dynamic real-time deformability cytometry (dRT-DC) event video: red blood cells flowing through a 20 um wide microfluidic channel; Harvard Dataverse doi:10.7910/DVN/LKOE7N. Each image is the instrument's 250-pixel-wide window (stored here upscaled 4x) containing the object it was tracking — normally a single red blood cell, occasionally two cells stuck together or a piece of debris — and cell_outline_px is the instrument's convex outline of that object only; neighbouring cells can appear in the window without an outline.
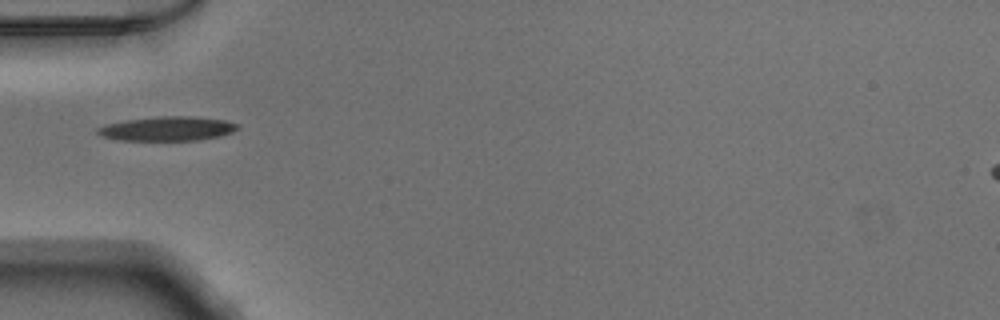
{"species": "Egyptian fruit bat (a non-hibernating species)", "species_latin": "Rousettus aegyptiacus", "temperature_condition": "warm", "stored_images_in_passage": 9, "camera_frame_rate_fps": 3000, "um_per_image_px": 0.085, "animal": {"sex": "male"}, "frame": {"image": 1, "passage_image": 1, "time_ms": 0.0, "image_size_px": [1000, 320], "cell_outline_px": [[240, 128], [232, 132], [220, 136], [200, 140], [116, 140], [100, 136], [96, 132], [96, 128], [108, 124], [128, 120], [160, 116], [188, 116], [224, 120], [240, 124]], "centroid_in_image_um": [14.24, 10.94], "position_along_channel_um": 70.8, "area_um2": 19.77}}
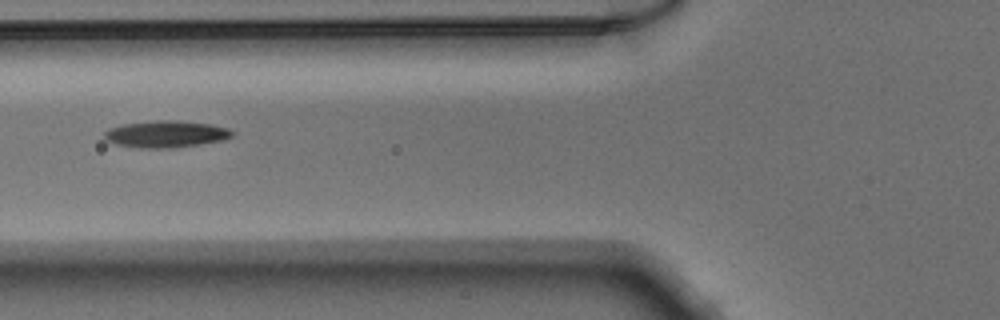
{"frame": {"image": 2, "passage_image": 4, "time_ms": 1.0, "image_size_px": [1000, 320], "cell_outline_px": [[236, 132], [232, 136], [224, 140], [176, 148], [140, 148], [116, 144], [108, 140], [104, 136], [104, 132], [108, 128], [124, 124], [156, 120], [176, 120], [212, 124], [228, 128]], "centroid_in_image_um": [14.15, 11.39], "position_along_channel_um": 111.7, "area_um2": 20.11}}
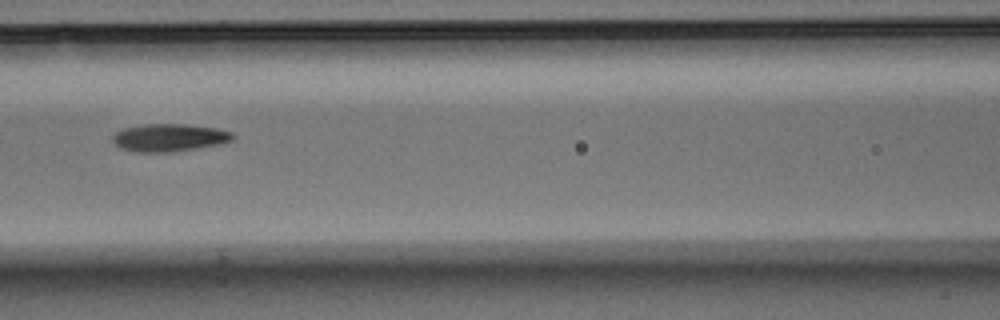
{"frame": {"image": 3, "passage_image": 7, "time_ms": 2.0, "image_size_px": [1000, 320], "cell_outline_px": [[236, 136], [232, 140], [216, 144], [196, 148], [172, 152], [136, 152], [120, 148], [112, 140], [112, 136], [116, 132], [124, 128], [140, 124], [184, 124], [216, 128], [232, 132]], "centroid_in_image_um": [14.36, 11.69], "position_along_channel_um": 152.2, "area_um2": 19.31}}